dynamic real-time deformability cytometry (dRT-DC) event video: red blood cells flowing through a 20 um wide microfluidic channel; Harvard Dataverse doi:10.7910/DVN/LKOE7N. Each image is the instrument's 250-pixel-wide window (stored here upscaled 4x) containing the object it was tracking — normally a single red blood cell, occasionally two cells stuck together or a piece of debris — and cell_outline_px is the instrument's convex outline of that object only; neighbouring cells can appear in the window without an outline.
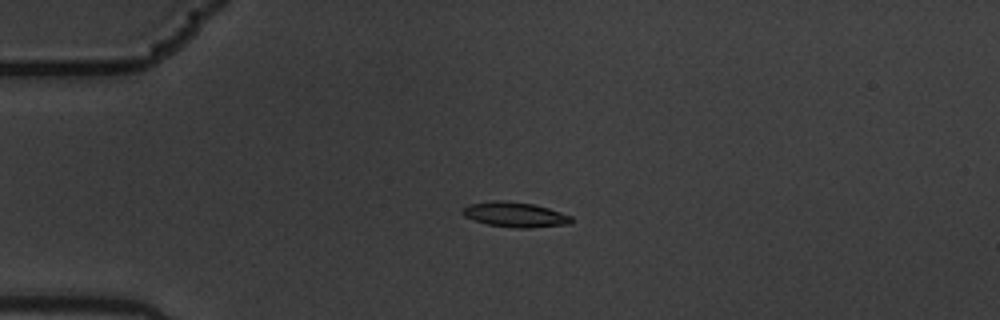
{"species": "common noctule bat (a hibernating species)", "species_latin": "Nyctalus noctula", "temperature_condition": "warm", "stored_images_in_passage": 5, "camera_frame_rate_fps": 3000, "um_per_image_px": 0.085, "animal": {"sex": "male", "body_mass_g": 19.5, "forearm_length_mm": 54.6}, "frame": {"image": 1, "passage_image": 4, "time_ms": 1.0, "image_size_px": [1000, 320], "cell_outline_px": [[572, 224], [532, 228], [516, 228], [488, 224], [472, 220], [464, 216], [460, 212], [468, 204], [496, 200], [504, 200], [532, 204], [548, 208], [572, 216]], "centroid_in_image_um": [43.77, 18.25], "position_along_channel_um": 41.2, "area_um2": 15.95}}